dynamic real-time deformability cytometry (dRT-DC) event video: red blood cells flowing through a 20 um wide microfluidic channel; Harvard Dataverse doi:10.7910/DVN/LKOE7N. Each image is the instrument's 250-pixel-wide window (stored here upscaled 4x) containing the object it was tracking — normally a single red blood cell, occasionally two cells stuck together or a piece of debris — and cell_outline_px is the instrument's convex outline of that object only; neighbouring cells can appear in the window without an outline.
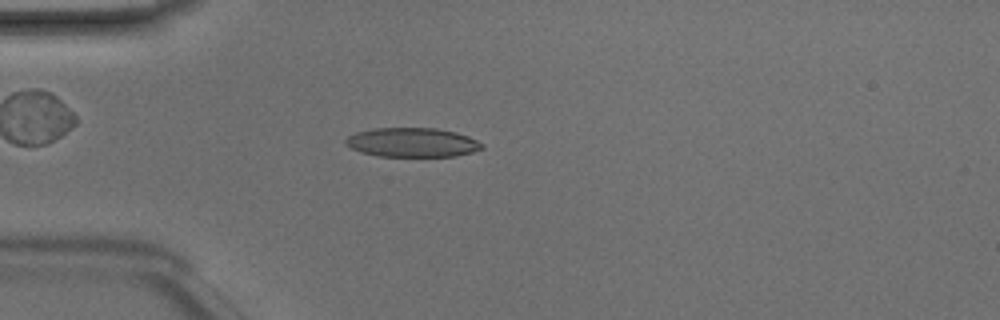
{"species": "Egyptian fruit bat (a non-hibernating species)", "species_latin": "Rousettus aegyptiacus", "temperature_condition": "room temperature", "stored_images_in_passage": 44, "camera_frame_rate_fps": 3000, "um_per_image_px": 0.085, "animal": {"sex": "male"}, "frame": {"image": 1, "passage_image": 9, "time_ms": 2.667, "image_size_px": [1000, 320], "cell_outline_px": [[484, 148], [472, 152], [456, 156], [380, 156], [360, 152], [344, 144], [344, 140], [348, 136], [356, 132], [372, 128], [436, 128], [456, 132], [468, 136], [484, 144]], "centroid_in_image_um": [35.03, 12.1], "position_along_channel_um": 50.0, "area_um2": 23.29}}
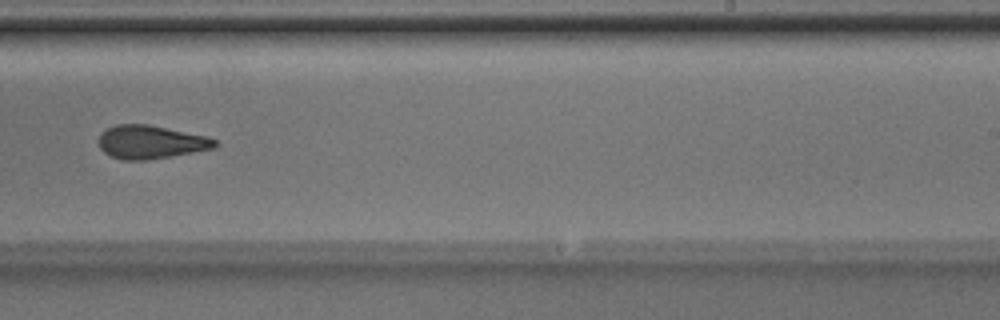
{"frame": {"image": 2, "passage_image": 26, "time_ms": 8.333, "image_size_px": [1000, 320], "cell_outline_px": [[220, 144], [212, 148], [172, 156], [148, 160], [124, 160], [112, 156], [104, 152], [100, 148], [100, 132], [116, 124], [148, 124], [208, 136], [216, 140]], "centroid_in_image_um": [12.82, 12.07], "position_along_channel_um": 276.2, "area_um2": 22.54}}
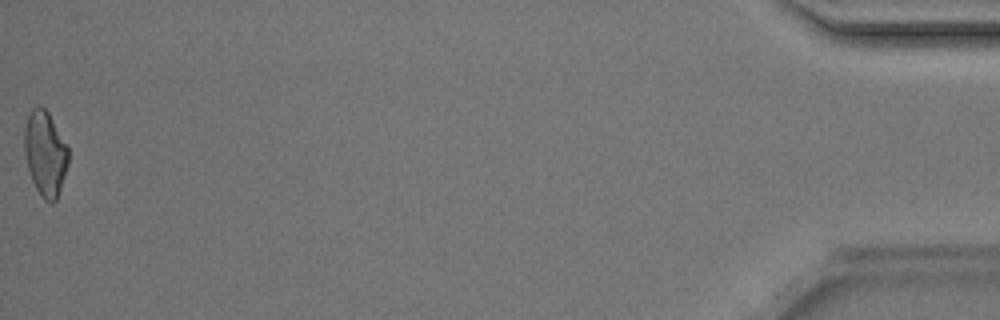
{"frame": {"image": 3, "passage_image": 44, "time_ms": 14.333, "image_size_px": [1000, 320], "cell_outline_px": [[68, 164], [56, 200], [52, 204], [44, 200], [36, 188], [32, 180], [28, 168], [24, 152], [24, 128], [28, 116], [32, 108], [36, 104], [40, 104], [48, 112], [68, 148]], "centroid_in_image_um": [3.82, 13.03], "position_along_channel_um": 431.4, "area_um2": 21.62}, "authors_computed_cell_mechanics": {"area_um2": 22.7732, "velocity_mm_per_s": 4.2195, "shape_relaxation_time_tau1_ms": 9.2481, "shape_relaxation_time_tau2_ms": 2.6751, "deformation_change_tau1": 0.2305, "deformation_change_tau2": 0.1158}}